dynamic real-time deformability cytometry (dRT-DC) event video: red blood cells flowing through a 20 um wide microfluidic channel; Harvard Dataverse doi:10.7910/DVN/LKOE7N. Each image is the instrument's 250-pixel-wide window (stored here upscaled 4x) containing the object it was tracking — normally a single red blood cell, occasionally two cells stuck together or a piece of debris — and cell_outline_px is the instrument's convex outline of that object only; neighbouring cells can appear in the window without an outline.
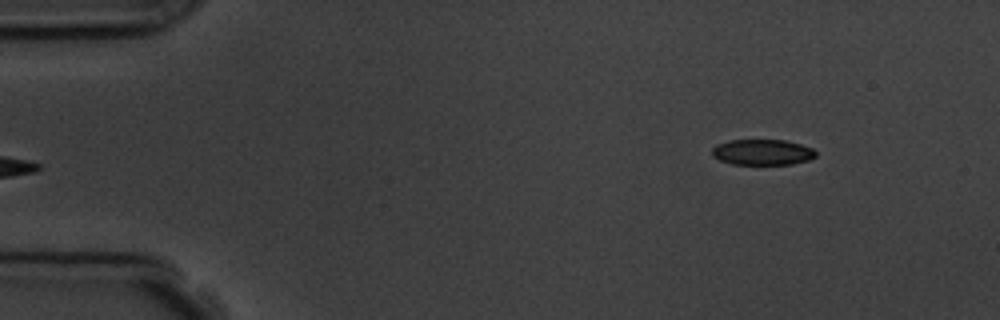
{"species": "common noctule bat (a hibernating species)", "species_latin": "Nyctalus noctula", "temperature_condition": "room temperature", "stored_images_in_passage": 3, "segment_of_instrument_passage": [2, 2], "camera_frame_rate_fps": 3000, "um_per_image_px": 0.085, "animal": {"sex": "male", "body_mass_g": 19.5, "forearm_length_mm": 54.6}, "frame": {"image": 1, "passage_image": 3, "time_ms": 3.333, "image_size_px": [1000, 320], "cell_outline_px": [[816, 156], [808, 160], [792, 164], [732, 164], [720, 160], [712, 156], [712, 148], [716, 144], [728, 140], [784, 140], [800, 144], [812, 148], [816, 152]], "centroid_in_image_um": [64.78, 12.93], "position_along_channel_um": 20.2, "area_um2": 15.55}}